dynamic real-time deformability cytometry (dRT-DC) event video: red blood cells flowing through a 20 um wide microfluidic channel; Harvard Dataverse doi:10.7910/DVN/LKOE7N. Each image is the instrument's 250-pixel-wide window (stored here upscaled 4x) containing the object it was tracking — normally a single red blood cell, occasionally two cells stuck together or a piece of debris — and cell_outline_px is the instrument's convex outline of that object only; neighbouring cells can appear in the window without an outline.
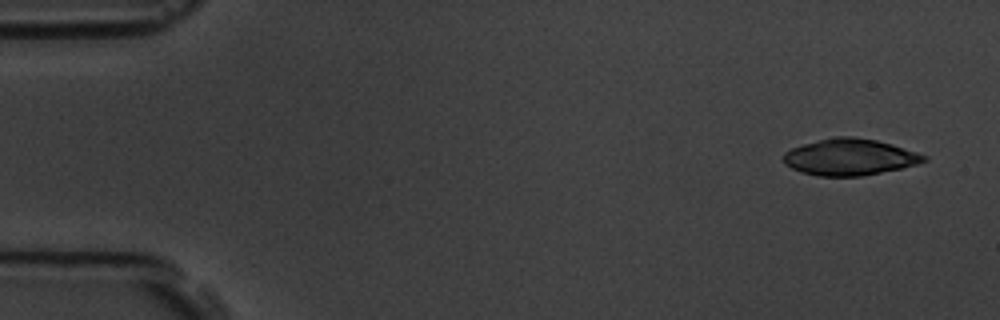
{"species": "common noctule bat (a hibernating species)", "species_latin": "Nyctalus noctula", "temperature_condition": "room temperature", "stored_images_in_passage": 9, "camera_frame_rate_fps": 3000, "um_per_image_px": 0.085, "animal": {"sex": "male", "body_mass_g": 19.5, "forearm_length_mm": 54.6}, "frame": {"image": 1, "passage_image": 1, "time_ms": 0.0, "image_size_px": [1000, 320], "cell_outline_px": [[928, 160], [916, 164], [900, 168], [860, 176], [820, 176], [800, 172], [784, 164], [784, 152], [792, 148], [804, 144], [836, 136], [852, 136], [876, 140], [892, 144], [928, 156]], "centroid_in_image_um": [72.22, 13.35], "position_along_channel_um": 12.8, "area_um2": 29.59}}